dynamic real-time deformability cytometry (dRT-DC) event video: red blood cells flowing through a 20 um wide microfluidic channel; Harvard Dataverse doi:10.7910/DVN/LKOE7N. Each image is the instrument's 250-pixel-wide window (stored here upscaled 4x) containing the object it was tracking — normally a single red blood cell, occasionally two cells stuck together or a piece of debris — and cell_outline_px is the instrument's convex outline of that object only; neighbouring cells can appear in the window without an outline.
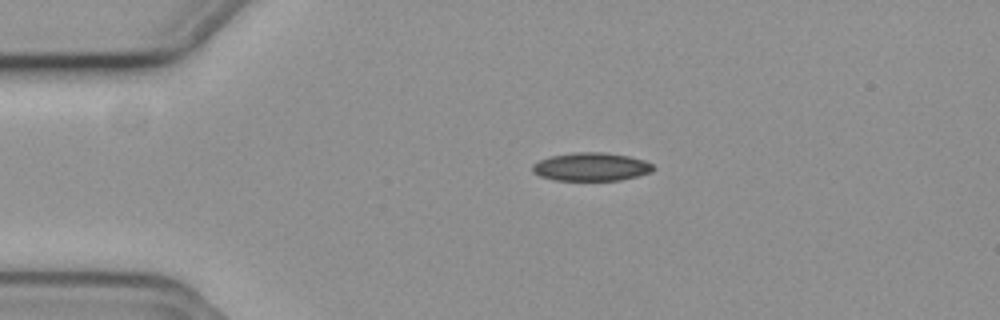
{"species": "common noctule bat (a hibernating species)", "species_latin": "Nyctalus noctula", "temperature_condition": "cold", "stored_images_in_passage": 45, "camera_frame_rate_fps": 3000, "um_per_image_px": 0.085, "animal": {"sex": "female", "body_mass_g": 19.3, "forearm_length_mm": 54.1}, "frame": {"image": 1, "passage_image": 1, "time_ms": 0.0, "image_size_px": [1000, 320], "cell_outline_px": [[656, 168], [652, 172], [620, 180], [556, 180], [540, 176], [532, 172], [532, 164], [548, 156], [572, 152], [608, 152], [628, 156], [644, 160], [652, 164]], "centroid_in_image_um": [50.24, 14.16], "position_along_channel_um": 34.8, "area_um2": 20.06}}
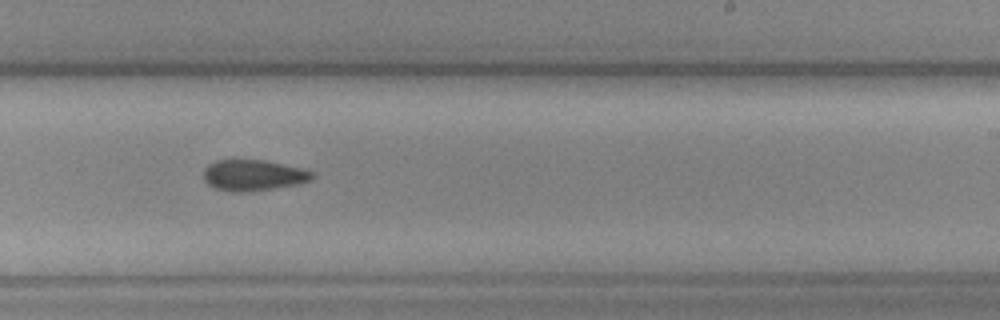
{"frame": {"image": 2, "passage_image": 23, "time_ms": 7.333, "image_size_px": [1000, 320], "cell_outline_px": [[316, 176], [312, 180], [296, 184], [272, 188], [236, 192], [232, 192], [216, 188], [208, 184], [204, 180], [204, 168], [208, 164], [216, 160], [264, 160], [300, 168], [316, 172]], "centroid_in_image_um": [21.54, 14.88], "position_along_channel_um": 267.5, "area_um2": 19.42}}
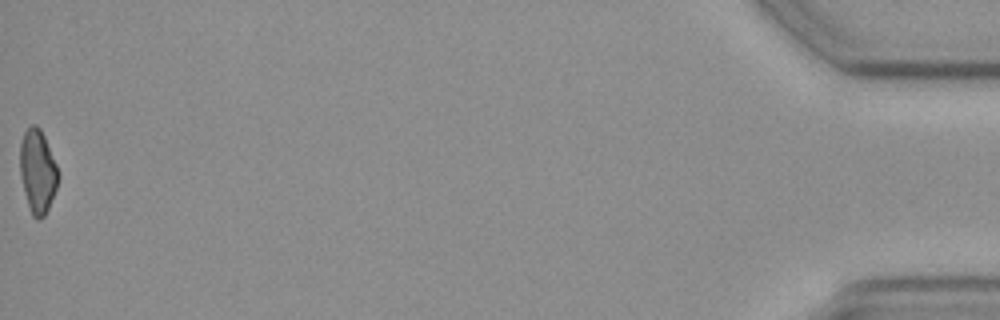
{"frame": {"image": 3, "passage_image": 45, "time_ms": 14.667, "image_size_px": [1000, 320], "cell_outline_px": [[60, 176], [56, 188], [48, 208], [44, 216], [40, 220], [36, 220], [32, 216], [24, 192], [20, 176], [20, 144], [24, 132], [32, 124], [36, 124], [40, 128], [44, 136], [56, 164]], "centroid_in_image_um": [3.19, 14.57], "position_along_channel_um": 432.0, "area_um2": 18.55}}